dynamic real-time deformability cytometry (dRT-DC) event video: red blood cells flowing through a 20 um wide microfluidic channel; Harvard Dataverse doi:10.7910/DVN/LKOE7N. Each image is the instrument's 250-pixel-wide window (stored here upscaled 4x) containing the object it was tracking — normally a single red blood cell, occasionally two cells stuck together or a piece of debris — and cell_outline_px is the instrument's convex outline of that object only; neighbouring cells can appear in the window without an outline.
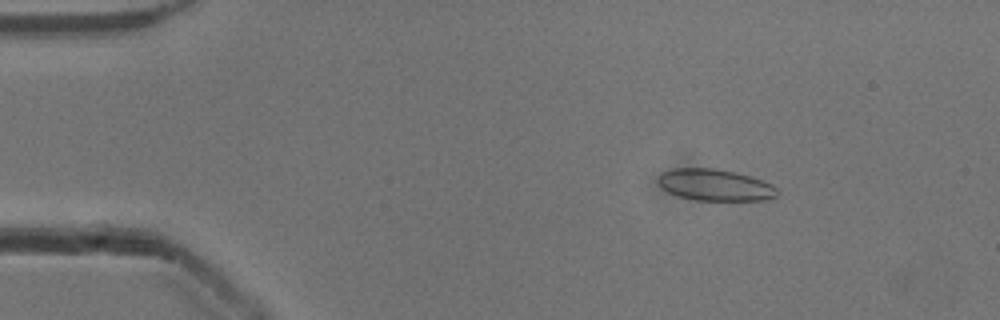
{"species": "common noctule bat (a hibernating species)", "species_latin": "Nyctalus noctula", "temperature_condition": "cold", "stored_images_in_passage": 45, "camera_frame_rate_fps": 3000, "um_per_image_px": 0.085, "animal": {"sex": "male", "body_mass_g": 13.3}, "frame": {"image": 1, "passage_image": 1, "time_ms": 0.0, "image_size_px": [1000, 320], "cell_outline_px": [[776, 196], [768, 200], [696, 200], [676, 196], [668, 192], [656, 180], [660, 172], [672, 168], [716, 168], [736, 172], [772, 184], [776, 188]], "centroid_in_image_um": [60.73, 15.71], "position_along_channel_um": 24.3, "area_um2": 21.96}}
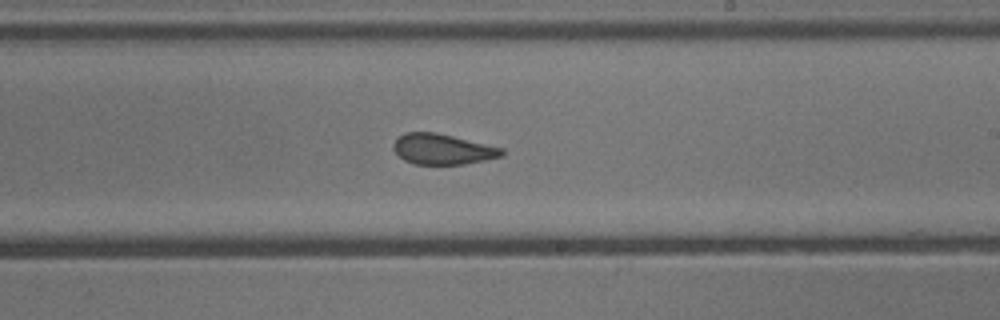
{"frame": {"image": 2, "passage_image": 24, "time_ms": 7.667, "image_size_px": [1000, 320], "cell_outline_px": [[504, 156], [464, 164], [416, 164], [404, 160], [392, 148], [392, 144], [404, 132], [436, 132], [504, 148]], "centroid_in_image_um": [37.63, 12.67], "position_along_channel_um": 251.4, "area_um2": 19.25}}
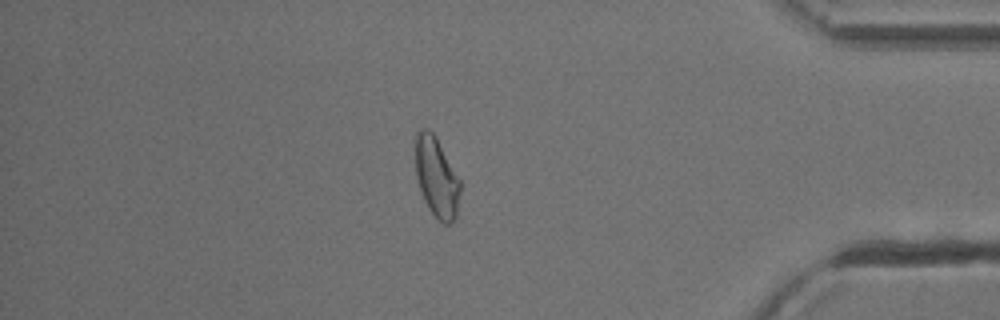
{"frame": {"image": 3, "passage_image": 38, "time_ms": 12.333, "image_size_px": [1000, 320], "cell_outline_px": [[460, 192], [456, 216], [448, 224], [444, 224], [428, 208], [424, 200], [416, 176], [416, 132], [420, 128], [428, 128], [436, 136], [460, 180]], "centroid_in_image_um": [37.1, 15.03], "position_along_channel_um": 398.1, "area_um2": 20.63}, "authors_computed_cell_mechanics": {"area_um2": 20.8658, "velocity_mm_per_s": 3.9078, "shape_relaxation_time_tau1_ms": null, "shape_relaxation_time_tau2_ms": 1.1195, "deformation_change_tau1": null, "deformation_change_tau2": 0.0576}}